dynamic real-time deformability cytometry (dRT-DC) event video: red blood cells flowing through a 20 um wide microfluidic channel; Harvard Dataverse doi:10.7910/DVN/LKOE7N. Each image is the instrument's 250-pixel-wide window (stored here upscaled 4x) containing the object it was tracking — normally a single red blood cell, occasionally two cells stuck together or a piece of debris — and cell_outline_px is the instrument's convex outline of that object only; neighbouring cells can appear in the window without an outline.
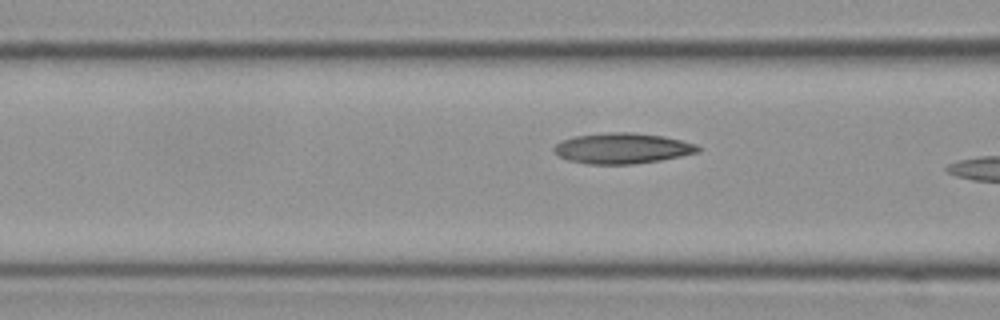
{"species": "Egyptian fruit bat (a non-hibernating species)", "species_latin": "Rousettus aegyptiacus", "temperature_condition": "cold", "stored_images_in_passage": 18, "camera_frame_rate_fps": 3000, "um_per_image_px": 0.085, "frame": {"image": 1, "passage_image": 16, "time_ms": 5.0, "image_size_px": [1000, 320], "cell_outline_px": [[704, 148], [700, 152], [660, 160], [632, 164], [588, 164], [568, 160], [560, 156], [552, 148], [560, 140], [576, 136], [608, 132], [632, 132], [664, 136], [696, 144]], "centroid_in_image_um": [52.92, 12.6], "position_along_channel_um": 113.7, "area_um2": 25.72}}